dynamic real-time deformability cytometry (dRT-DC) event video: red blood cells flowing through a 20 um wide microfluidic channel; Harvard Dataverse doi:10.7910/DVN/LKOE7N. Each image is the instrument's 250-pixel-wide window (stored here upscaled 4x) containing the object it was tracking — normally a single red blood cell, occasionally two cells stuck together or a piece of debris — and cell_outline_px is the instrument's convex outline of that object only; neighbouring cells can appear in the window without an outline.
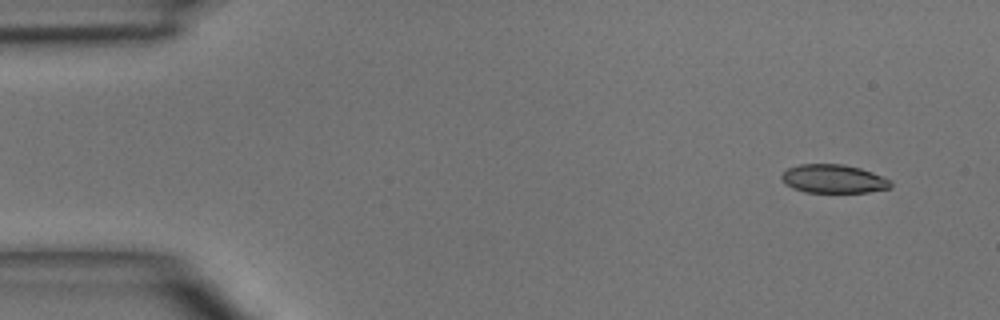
{"species": "common noctule bat (a hibernating species)", "species_latin": "Nyctalus noctula", "temperature_condition": "room temperature", "stored_images_in_passage": 5, "camera_frame_rate_fps": 3000, "um_per_image_px": 0.085, "animal": {"sex": "male", "body_mass_g": 15.6}, "frame": {"image": 1, "passage_image": 1, "time_ms": 0.0, "image_size_px": [1000, 320], "cell_outline_px": [[892, 188], [868, 192], [804, 192], [792, 188], [784, 184], [780, 176], [788, 168], [800, 164], [844, 164], [860, 168], [872, 172], [892, 180]], "centroid_in_image_um": [70.86, 15.2], "position_along_channel_um": 14.1, "area_um2": 18.32}}
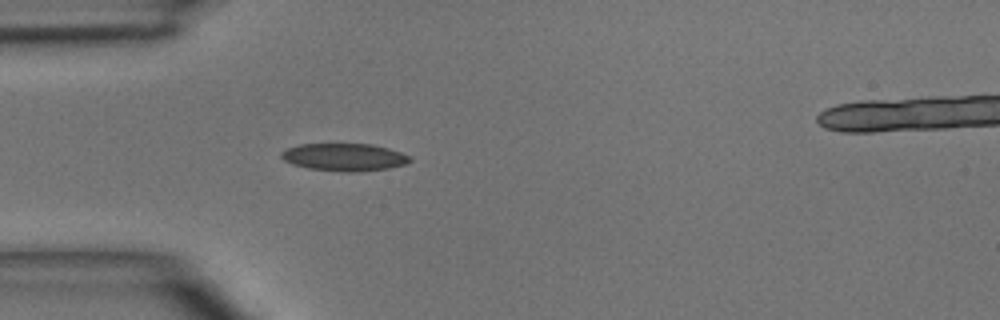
{"frame": {"image": 2, "passage_image": 4, "time_ms": 3.333, "image_size_px": [1000, 320], "cell_outline_px": [[412, 160], [404, 164], [388, 168], [352, 172], [344, 172], [308, 168], [292, 164], [284, 160], [280, 156], [280, 152], [288, 148], [300, 144], [372, 144], [388, 148], [412, 156]], "centroid_in_image_um": [29.26, 13.35], "position_along_channel_um": 55.7, "area_um2": 20.58}}